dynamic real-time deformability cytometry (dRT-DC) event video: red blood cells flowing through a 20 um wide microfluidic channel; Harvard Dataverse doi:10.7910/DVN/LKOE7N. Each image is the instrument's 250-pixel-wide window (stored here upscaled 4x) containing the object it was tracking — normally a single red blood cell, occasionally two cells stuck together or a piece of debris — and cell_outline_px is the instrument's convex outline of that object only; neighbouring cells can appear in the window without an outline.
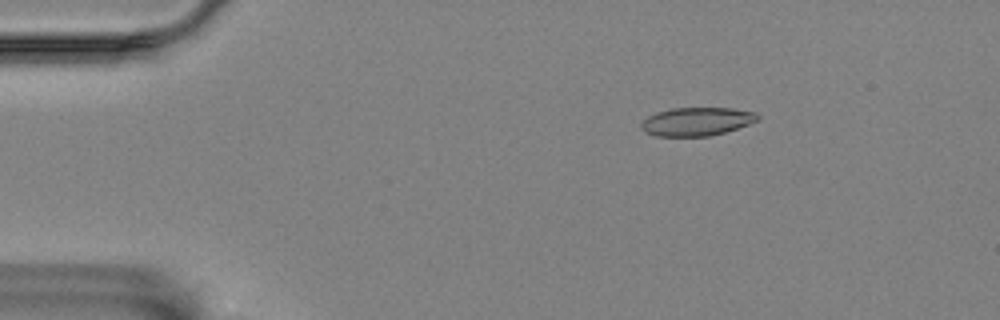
{"species": "Egyptian fruit bat (a non-hibernating species)", "species_latin": "Rousettus aegyptiacus", "temperature_condition": "room temperature", "stored_images_in_passage": 4, "camera_frame_rate_fps": 3000, "um_per_image_px": 0.085, "animal": {"sex": "female"}, "frame": {"image": 1, "passage_image": 2, "time_ms": 2.0, "image_size_px": [1000, 320], "cell_outline_px": [[760, 120], [724, 132], [708, 136], [656, 136], [644, 132], [640, 128], [640, 124], [648, 116], [656, 112], [672, 108], [732, 108], [756, 112], [760, 116]], "centroid_in_image_um": [59.21, 10.32], "position_along_channel_um": 25.8, "area_um2": 19.31}}